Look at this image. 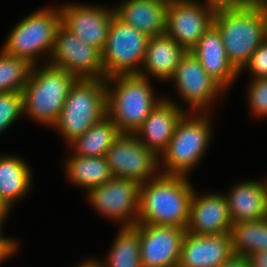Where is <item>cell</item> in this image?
I'll use <instances>...</instances> for the list:
<instances>
[{"instance_id":"ba28073f","label":"cell","mask_w":267,"mask_h":267,"mask_svg":"<svg viewBox=\"0 0 267 267\" xmlns=\"http://www.w3.org/2000/svg\"><path fill=\"white\" fill-rule=\"evenodd\" d=\"M148 39L145 33L114 14L102 51L104 79L121 74H139Z\"/></svg>"},{"instance_id":"8992f818","label":"cell","mask_w":267,"mask_h":267,"mask_svg":"<svg viewBox=\"0 0 267 267\" xmlns=\"http://www.w3.org/2000/svg\"><path fill=\"white\" fill-rule=\"evenodd\" d=\"M61 24L60 8L47 6L38 9L16 23L0 49L5 54L24 59L33 66L42 62L47 64L53 53L57 30ZM43 52L46 53L45 58L44 61H40Z\"/></svg>"},{"instance_id":"44dd1931","label":"cell","mask_w":267,"mask_h":267,"mask_svg":"<svg viewBox=\"0 0 267 267\" xmlns=\"http://www.w3.org/2000/svg\"><path fill=\"white\" fill-rule=\"evenodd\" d=\"M185 53L186 50L166 33L149 37L139 74L169 82Z\"/></svg>"},{"instance_id":"4316f807","label":"cell","mask_w":267,"mask_h":267,"mask_svg":"<svg viewBox=\"0 0 267 267\" xmlns=\"http://www.w3.org/2000/svg\"><path fill=\"white\" fill-rule=\"evenodd\" d=\"M232 251L236 255L267 251V217L258 221L239 222L230 228Z\"/></svg>"},{"instance_id":"8d00e7d4","label":"cell","mask_w":267,"mask_h":267,"mask_svg":"<svg viewBox=\"0 0 267 267\" xmlns=\"http://www.w3.org/2000/svg\"><path fill=\"white\" fill-rule=\"evenodd\" d=\"M76 267H93V265L90 264L88 260H84V262L80 263V265Z\"/></svg>"},{"instance_id":"d590c367","label":"cell","mask_w":267,"mask_h":267,"mask_svg":"<svg viewBox=\"0 0 267 267\" xmlns=\"http://www.w3.org/2000/svg\"><path fill=\"white\" fill-rule=\"evenodd\" d=\"M17 249V244H0V263L13 256Z\"/></svg>"},{"instance_id":"9c48e42d","label":"cell","mask_w":267,"mask_h":267,"mask_svg":"<svg viewBox=\"0 0 267 267\" xmlns=\"http://www.w3.org/2000/svg\"><path fill=\"white\" fill-rule=\"evenodd\" d=\"M105 157L113 177L141 185L161 174L160 157L143 145L134 134L121 133Z\"/></svg>"},{"instance_id":"3957f363","label":"cell","mask_w":267,"mask_h":267,"mask_svg":"<svg viewBox=\"0 0 267 267\" xmlns=\"http://www.w3.org/2000/svg\"><path fill=\"white\" fill-rule=\"evenodd\" d=\"M105 81L107 116L121 133L134 134L164 99L155 97L151 80L140 74L115 75Z\"/></svg>"},{"instance_id":"e0dca14e","label":"cell","mask_w":267,"mask_h":267,"mask_svg":"<svg viewBox=\"0 0 267 267\" xmlns=\"http://www.w3.org/2000/svg\"><path fill=\"white\" fill-rule=\"evenodd\" d=\"M186 112L187 110L182 109L176 101L165 97L150 112L134 135L160 157L167 149L178 121Z\"/></svg>"},{"instance_id":"9a60e30c","label":"cell","mask_w":267,"mask_h":267,"mask_svg":"<svg viewBox=\"0 0 267 267\" xmlns=\"http://www.w3.org/2000/svg\"><path fill=\"white\" fill-rule=\"evenodd\" d=\"M62 24L75 33L79 39L94 46L101 52L106 45L108 30L115 14L114 6L107 8L99 5L69 3L58 6Z\"/></svg>"},{"instance_id":"5bb4252c","label":"cell","mask_w":267,"mask_h":267,"mask_svg":"<svg viewBox=\"0 0 267 267\" xmlns=\"http://www.w3.org/2000/svg\"><path fill=\"white\" fill-rule=\"evenodd\" d=\"M142 267H178L186 229L137 223Z\"/></svg>"},{"instance_id":"836d02e7","label":"cell","mask_w":267,"mask_h":267,"mask_svg":"<svg viewBox=\"0 0 267 267\" xmlns=\"http://www.w3.org/2000/svg\"><path fill=\"white\" fill-rule=\"evenodd\" d=\"M246 257L250 267H267V251L251 253Z\"/></svg>"},{"instance_id":"4dcf8cb0","label":"cell","mask_w":267,"mask_h":267,"mask_svg":"<svg viewBox=\"0 0 267 267\" xmlns=\"http://www.w3.org/2000/svg\"><path fill=\"white\" fill-rule=\"evenodd\" d=\"M244 69L249 70L252 79L267 78V39L254 51Z\"/></svg>"},{"instance_id":"30bf717a","label":"cell","mask_w":267,"mask_h":267,"mask_svg":"<svg viewBox=\"0 0 267 267\" xmlns=\"http://www.w3.org/2000/svg\"><path fill=\"white\" fill-rule=\"evenodd\" d=\"M174 82L177 94L189 109L187 112L209 113L217 98H221L227 91L202 67L198 58L186 51L177 66L174 75L169 79ZM211 104V105H210Z\"/></svg>"},{"instance_id":"d4e9b609","label":"cell","mask_w":267,"mask_h":267,"mask_svg":"<svg viewBox=\"0 0 267 267\" xmlns=\"http://www.w3.org/2000/svg\"><path fill=\"white\" fill-rule=\"evenodd\" d=\"M106 260L87 259L93 267H142L137 224L120 227ZM104 261V262H103Z\"/></svg>"},{"instance_id":"7c38bea8","label":"cell","mask_w":267,"mask_h":267,"mask_svg":"<svg viewBox=\"0 0 267 267\" xmlns=\"http://www.w3.org/2000/svg\"><path fill=\"white\" fill-rule=\"evenodd\" d=\"M50 65L64 69L77 79L104 78L102 52L82 42L61 24L57 30Z\"/></svg>"},{"instance_id":"ffe728a7","label":"cell","mask_w":267,"mask_h":267,"mask_svg":"<svg viewBox=\"0 0 267 267\" xmlns=\"http://www.w3.org/2000/svg\"><path fill=\"white\" fill-rule=\"evenodd\" d=\"M191 52L198 58L208 75L225 90L233 85L240 74L230 63L221 34L214 24L199 39Z\"/></svg>"},{"instance_id":"2e32d148","label":"cell","mask_w":267,"mask_h":267,"mask_svg":"<svg viewBox=\"0 0 267 267\" xmlns=\"http://www.w3.org/2000/svg\"><path fill=\"white\" fill-rule=\"evenodd\" d=\"M232 222L224 193L198 195L193 192L187 233L216 235L230 233Z\"/></svg>"},{"instance_id":"f546056e","label":"cell","mask_w":267,"mask_h":267,"mask_svg":"<svg viewBox=\"0 0 267 267\" xmlns=\"http://www.w3.org/2000/svg\"><path fill=\"white\" fill-rule=\"evenodd\" d=\"M248 86V104L254 116L267 117V78L251 79Z\"/></svg>"},{"instance_id":"6da1fadb","label":"cell","mask_w":267,"mask_h":267,"mask_svg":"<svg viewBox=\"0 0 267 267\" xmlns=\"http://www.w3.org/2000/svg\"><path fill=\"white\" fill-rule=\"evenodd\" d=\"M188 179L160 174L141 184L137 223L187 229L194 192Z\"/></svg>"},{"instance_id":"277c9868","label":"cell","mask_w":267,"mask_h":267,"mask_svg":"<svg viewBox=\"0 0 267 267\" xmlns=\"http://www.w3.org/2000/svg\"><path fill=\"white\" fill-rule=\"evenodd\" d=\"M76 80L68 71L49 63L33 66L22 91L24 116L52 128Z\"/></svg>"},{"instance_id":"52a82bcc","label":"cell","mask_w":267,"mask_h":267,"mask_svg":"<svg viewBox=\"0 0 267 267\" xmlns=\"http://www.w3.org/2000/svg\"><path fill=\"white\" fill-rule=\"evenodd\" d=\"M107 116L106 81L77 79L70 88L64 106L52 129L69 145L93 124Z\"/></svg>"},{"instance_id":"74e56055","label":"cell","mask_w":267,"mask_h":267,"mask_svg":"<svg viewBox=\"0 0 267 267\" xmlns=\"http://www.w3.org/2000/svg\"><path fill=\"white\" fill-rule=\"evenodd\" d=\"M157 1H160L162 3H165V4H172L174 2H178V1H181V0H157Z\"/></svg>"},{"instance_id":"484cf974","label":"cell","mask_w":267,"mask_h":267,"mask_svg":"<svg viewBox=\"0 0 267 267\" xmlns=\"http://www.w3.org/2000/svg\"><path fill=\"white\" fill-rule=\"evenodd\" d=\"M121 132L113 121L105 116L102 120L93 124L82 136L72 141L69 146L73 155L87 157L106 156L115 140Z\"/></svg>"},{"instance_id":"d6a6232c","label":"cell","mask_w":267,"mask_h":267,"mask_svg":"<svg viewBox=\"0 0 267 267\" xmlns=\"http://www.w3.org/2000/svg\"><path fill=\"white\" fill-rule=\"evenodd\" d=\"M219 267H250V265L246 256L232 254Z\"/></svg>"},{"instance_id":"83f0119b","label":"cell","mask_w":267,"mask_h":267,"mask_svg":"<svg viewBox=\"0 0 267 267\" xmlns=\"http://www.w3.org/2000/svg\"><path fill=\"white\" fill-rule=\"evenodd\" d=\"M32 67L28 61L5 54L0 49V93L22 92Z\"/></svg>"},{"instance_id":"f35d334b","label":"cell","mask_w":267,"mask_h":267,"mask_svg":"<svg viewBox=\"0 0 267 267\" xmlns=\"http://www.w3.org/2000/svg\"><path fill=\"white\" fill-rule=\"evenodd\" d=\"M260 2L264 5V11H265V13L267 15V0H262Z\"/></svg>"},{"instance_id":"e575fe53","label":"cell","mask_w":267,"mask_h":267,"mask_svg":"<svg viewBox=\"0 0 267 267\" xmlns=\"http://www.w3.org/2000/svg\"><path fill=\"white\" fill-rule=\"evenodd\" d=\"M10 210L4 207H0V244H18L16 239L14 238H8L3 237V223L6 219H8V216L10 215Z\"/></svg>"},{"instance_id":"8fae6325","label":"cell","mask_w":267,"mask_h":267,"mask_svg":"<svg viewBox=\"0 0 267 267\" xmlns=\"http://www.w3.org/2000/svg\"><path fill=\"white\" fill-rule=\"evenodd\" d=\"M86 197L90 205L110 221L118 222L122 227L137 224L140 184L112 177L100 187L88 190Z\"/></svg>"},{"instance_id":"d6986e66","label":"cell","mask_w":267,"mask_h":267,"mask_svg":"<svg viewBox=\"0 0 267 267\" xmlns=\"http://www.w3.org/2000/svg\"><path fill=\"white\" fill-rule=\"evenodd\" d=\"M262 181H240L224 194L232 224L267 217V179Z\"/></svg>"},{"instance_id":"ac0fdd59","label":"cell","mask_w":267,"mask_h":267,"mask_svg":"<svg viewBox=\"0 0 267 267\" xmlns=\"http://www.w3.org/2000/svg\"><path fill=\"white\" fill-rule=\"evenodd\" d=\"M233 253L229 233L195 235L186 233L178 267H219Z\"/></svg>"},{"instance_id":"7a4b0ae2","label":"cell","mask_w":267,"mask_h":267,"mask_svg":"<svg viewBox=\"0 0 267 267\" xmlns=\"http://www.w3.org/2000/svg\"><path fill=\"white\" fill-rule=\"evenodd\" d=\"M213 24L221 34L230 63L239 73L267 39V15L260 1L241 9L218 10Z\"/></svg>"},{"instance_id":"1f68e13d","label":"cell","mask_w":267,"mask_h":267,"mask_svg":"<svg viewBox=\"0 0 267 267\" xmlns=\"http://www.w3.org/2000/svg\"><path fill=\"white\" fill-rule=\"evenodd\" d=\"M205 4L215 11L222 9H241L251 6L259 0H204Z\"/></svg>"},{"instance_id":"5b68a950","label":"cell","mask_w":267,"mask_h":267,"mask_svg":"<svg viewBox=\"0 0 267 267\" xmlns=\"http://www.w3.org/2000/svg\"><path fill=\"white\" fill-rule=\"evenodd\" d=\"M211 115L186 112L181 117L167 149L160 156L161 174L189 177L213 138Z\"/></svg>"},{"instance_id":"f1b7e54d","label":"cell","mask_w":267,"mask_h":267,"mask_svg":"<svg viewBox=\"0 0 267 267\" xmlns=\"http://www.w3.org/2000/svg\"><path fill=\"white\" fill-rule=\"evenodd\" d=\"M24 115L22 92L0 93V134Z\"/></svg>"},{"instance_id":"cb8c5ba5","label":"cell","mask_w":267,"mask_h":267,"mask_svg":"<svg viewBox=\"0 0 267 267\" xmlns=\"http://www.w3.org/2000/svg\"><path fill=\"white\" fill-rule=\"evenodd\" d=\"M64 165L65 174L70 182L86 191L100 187L113 177L105 156L87 157L69 154Z\"/></svg>"},{"instance_id":"603a6c76","label":"cell","mask_w":267,"mask_h":267,"mask_svg":"<svg viewBox=\"0 0 267 267\" xmlns=\"http://www.w3.org/2000/svg\"><path fill=\"white\" fill-rule=\"evenodd\" d=\"M31 170L17 155L0 156V207L13 209L18 199L25 197L32 186Z\"/></svg>"},{"instance_id":"4fadbf2b","label":"cell","mask_w":267,"mask_h":267,"mask_svg":"<svg viewBox=\"0 0 267 267\" xmlns=\"http://www.w3.org/2000/svg\"><path fill=\"white\" fill-rule=\"evenodd\" d=\"M215 12L197 0L168 4L165 33L186 51H191L213 25Z\"/></svg>"},{"instance_id":"7402d4cb","label":"cell","mask_w":267,"mask_h":267,"mask_svg":"<svg viewBox=\"0 0 267 267\" xmlns=\"http://www.w3.org/2000/svg\"><path fill=\"white\" fill-rule=\"evenodd\" d=\"M115 14L148 37L164 34L168 5L157 0H121Z\"/></svg>"}]
</instances>
